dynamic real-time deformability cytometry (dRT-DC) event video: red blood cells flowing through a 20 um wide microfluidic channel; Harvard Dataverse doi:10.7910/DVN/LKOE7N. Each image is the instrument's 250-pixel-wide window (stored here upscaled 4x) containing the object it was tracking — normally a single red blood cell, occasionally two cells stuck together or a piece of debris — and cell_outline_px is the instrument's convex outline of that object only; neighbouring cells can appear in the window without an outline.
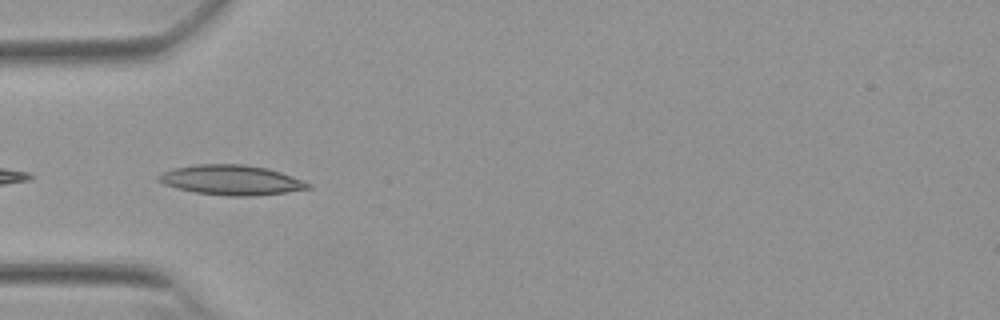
{"species": "Egyptian fruit bat (a non-hibernating species)", "species_latin": "Rousettus aegyptiacus", "temperature_condition": "warm", "stored_images_in_passage": 4, "camera_frame_rate_fps": 3000, "um_per_image_px": 0.085, "animal": {"sex": "female"}, "frame": {"image": 1, "passage_image": 1, "time_ms": 0.0, "image_size_px": [1000, 320], "cell_outline_px": [[312, 188], [284, 192], [252, 196], [228, 196], [196, 192], [176, 188], [164, 184], [156, 180], [156, 176], [172, 168], [196, 164], [244, 164], [268, 168], [280, 172], [312, 184]], "centroid_in_image_um": [19.63, 15.29], "position_along_channel_um": 65.4, "area_um2": 26.01}}